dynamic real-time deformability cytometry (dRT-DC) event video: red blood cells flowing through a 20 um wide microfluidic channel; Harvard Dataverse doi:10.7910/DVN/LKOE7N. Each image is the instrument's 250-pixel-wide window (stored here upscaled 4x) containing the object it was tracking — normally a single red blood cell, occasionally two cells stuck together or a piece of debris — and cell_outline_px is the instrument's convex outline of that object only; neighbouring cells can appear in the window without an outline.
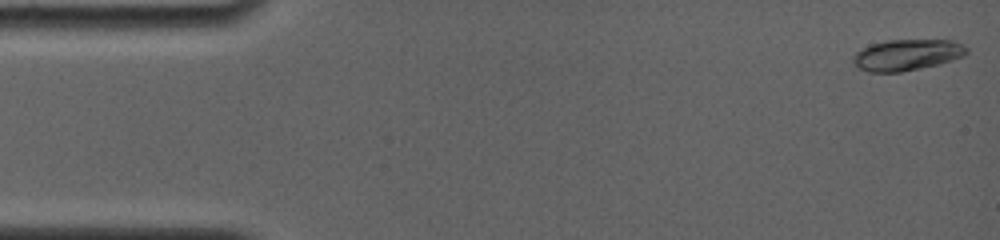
{"species": "common noctule bat (a hibernating species)", "species_latin": "Nyctalus noctula", "temperature_condition": "room temperature", "stored_images_in_passage": 53, "camera_frame_rate_fps": 4000, "um_per_image_px": 0.085, "animal": {"sex": "female", "body_mass_g": 19.0, "forearm_length_mm": 56.7}, "frame": {"image": 1, "passage_image": 1, "time_ms": 0.0, "image_size_px": [1000, 240], "cell_outline_px": [[968, 52], [964, 56], [936, 64], [900, 72], [868, 72], [860, 68], [852, 60], [852, 56], [856, 52], [872, 44], [888, 40], [948, 40], [960, 44], [968, 48]], "centroid_in_image_um": [77.07, 4.66], "position_along_channel_um": 7.9, "area_um2": 20.17}}
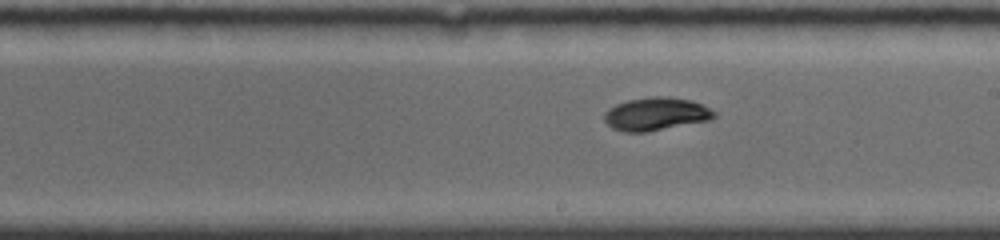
{"frame": {"image": 2, "passage_image": 32, "time_ms": 9.0, "image_size_px": [1000, 240], "cell_outline_px": [[716, 116], [712, 120], [648, 132], [624, 132], [612, 128], [604, 120], [604, 116], [608, 108], [616, 104], [628, 100], [652, 96], [668, 96], [692, 100], [704, 104], [716, 112]], "centroid_in_image_um": [55.8, 9.69], "position_along_channel_um": 233.2, "area_um2": 21.5}}
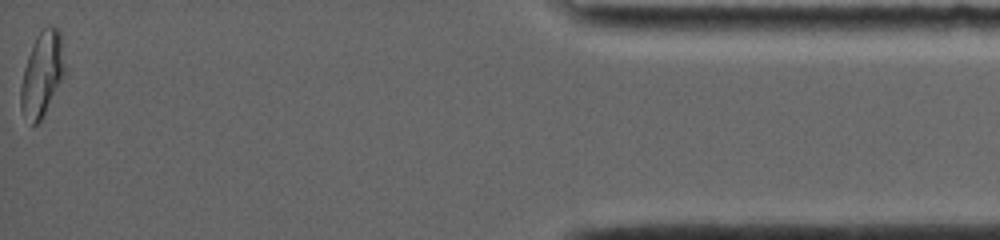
{"frame": {"image": 3, "passage_image": 53, "time_ms": 16.0, "image_size_px": [1000, 240], "cell_outline_px": [[68, 72], [40, 120], [36, 124], [32, 124], [20, 108], [20, 88], [24, 68], [32, 44], [36, 36], [44, 28], [56, 28], [60, 32], [68, 68]], "centroid_in_image_um": [3.63, 6.28], "position_along_channel_um": 431.6, "area_um2": 21.91}, "authors_computed_cell_mechanics": {"area_um2": 19.9988, "velocity_mm_per_s": 3.8623, "shape_relaxation_time_tau1_ms": 5.3003, "shape_relaxation_time_tau2_ms": 3.1678, "deformation_change_tau1": 0.1771, "deformation_change_tau2": 0.0285}}